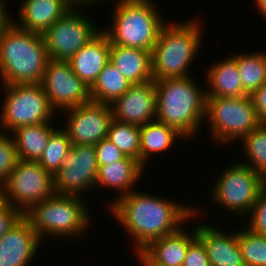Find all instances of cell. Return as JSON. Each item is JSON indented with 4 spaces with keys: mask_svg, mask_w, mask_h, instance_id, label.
<instances>
[{
    "mask_svg": "<svg viewBox=\"0 0 266 266\" xmlns=\"http://www.w3.org/2000/svg\"><path fill=\"white\" fill-rule=\"evenodd\" d=\"M166 198L135 189L116 201H109V212L132 237L136 256L152 241L176 233L183 224L200 216V208Z\"/></svg>",
    "mask_w": 266,
    "mask_h": 266,
    "instance_id": "1",
    "label": "cell"
},
{
    "mask_svg": "<svg viewBox=\"0 0 266 266\" xmlns=\"http://www.w3.org/2000/svg\"><path fill=\"white\" fill-rule=\"evenodd\" d=\"M154 81L156 120L175 128L185 139L196 137L205 122L206 94L203 87L193 76Z\"/></svg>",
    "mask_w": 266,
    "mask_h": 266,
    "instance_id": "2",
    "label": "cell"
},
{
    "mask_svg": "<svg viewBox=\"0 0 266 266\" xmlns=\"http://www.w3.org/2000/svg\"><path fill=\"white\" fill-rule=\"evenodd\" d=\"M50 57L43 34L14 22L0 36V80L3 85L41 84Z\"/></svg>",
    "mask_w": 266,
    "mask_h": 266,
    "instance_id": "3",
    "label": "cell"
},
{
    "mask_svg": "<svg viewBox=\"0 0 266 266\" xmlns=\"http://www.w3.org/2000/svg\"><path fill=\"white\" fill-rule=\"evenodd\" d=\"M170 23L161 28L151 53L153 80L191 76L189 67L203 42L197 19Z\"/></svg>",
    "mask_w": 266,
    "mask_h": 266,
    "instance_id": "4",
    "label": "cell"
},
{
    "mask_svg": "<svg viewBox=\"0 0 266 266\" xmlns=\"http://www.w3.org/2000/svg\"><path fill=\"white\" fill-rule=\"evenodd\" d=\"M109 29H102L111 45L145 49L152 53L161 28L166 24L152 0L114 1Z\"/></svg>",
    "mask_w": 266,
    "mask_h": 266,
    "instance_id": "5",
    "label": "cell"
},
{
    "mask_svg": "<svg viewBox=\"0 0 266 266\" xmlns=\"http://www.w3.org/2000/svg\"><path fill=\"white\" fill-rule=\"evenodd\" d=\"M85 201L81 196L54 194L34 204L23 216L42 242L47 236L62 240L67 237L79 238L91 226Z\"/></svg>",
    "mask_w": 266,
    "mask_h": 266,
    "instance_id": "6",
    "label": "cell"
},
{
    "mask_svg": "<svg viewBox=\"0 0 266 266\" xmlns=\"http://www.w3.org/2000/svg\"><path fill=\"white\" fill-rule=\"evenodd\" d=\"M205 121L213 142L229 145L241 141L260 122L249 95L240 97H206ZM219 142V143H218Z\"/></svg>",
    "mask_w": 266,
    "mask_h": 266,
    "instance_id": "7",
    "label": "cell"
},
{
    "mask_svg": "<svg viewBox=\"0 0 266 266\" xmlns=\"http://www.w3.org/2000/svg\"><path fill=\"white\" fill-rule=\"evenodd\" d=\"M266 180L251 167L240 162L228 166L214 183L209 196L216 206L231 211L238 218H248ZM223 206V207H222ZM235 212V213H234Z\"/></svg>",
    "mask_w": 266,
    "mask_h": 266,
    "instance_id": "8",
    "label": "cell"
},
{
    "mask_svg": "<svg viewBox=\"0 0 266 266\" xmlns=\"http://www.w3.org/2000/svg\"><path fill=\"white\" fill-rule=\"evenodd\" d=\"M2 86L5 98L0 108V131L11 132L24 125L53 122L56 112L41 84Z\"/></svg>",
    "mask_w": 266,
    "mask_h": 266,
    "instance_id": "9",
    "label": "cell"
},
{
    "mask_svg": "<svg viewBox=\"0 0 266 266\" xmlns=\"http://www.w3.org/2000/svg\"><path fill=\"white\" fill-rule=\"evenodd\" d=\"M54 194V177L38 161L19 159L16 167L0 184L1 198L22 214Z\"/></svg>",
    "mask_w": 266,
    "mask_h": 266,
    "instance_id": "10",
    "label": "cell"
},
{
    "mask_svg": "<svg viewBox=\"0 0 266 266\" xmlns=\"http://www.w3.org/2000/svg\"><path fill=\"white\" fill-rule=\"evenodd\" d=\"M83 9L71 8L43 33L51 59L69 61L101 31Z\"/></svg>",
    "mask_w": 266,
    "mask_h": 266,
    "instance_id": "11",
    "label": "cell"
},
{
    "mask_svg": "<svg viewBox=\"0 0 266 266\" xmlns=\"http://www.w3.org/2000/svg\"><path fill=\"white\" fill-rule=\"evenodd\" d=\"M98 167L94 145H72L53 176L55 194L86 196L95 189Z\"/></svg>",
    "mask_w": 266,
    "mask_h": 266,
    "instance_id": "12",
    "label": "cell"
},
{
    "mask_svg": "<svg viewBox=\"0 0 266 266\" xmlns=\"http://www.w3.org/2000/svg\"><path fill=\"white\" fill-rule=\"evenodd\" d=\"M41 85L56 114L91 100L90 87L73 72L68 61L50 58Z\"/></svg>",
    "mask_w": 266,
    "mask_h": 266,
    "instance_id": "13",
    "label": "cell"
},
{
    "mask_svg": "<svg viewBox=\"0 0 266 266\" xmlns=\"http://www.w3.org/2000/svg\"><path fill=\"white\" fill-rule=\"evenodd\" d=\"M65 112L67 120L62 129L72 145H95L107 137L113 119L110 104L90 100Z\"/></svg>",
    "mask_w": 266,
    "mask_h": 266,
    "instance_id": "14",
    "label": "cell"
},
{
    "mask_svg": "<svg viewBox=\"0 0 266 266\" xmlns=\"http://www.w3.org/2000/svg\"><path fill=\"white\" fill-rule=\"evenodd\" d=\"M156 87L151 80L142 84H133L122 96L111 104L113 119L143 126L156 120Z\"/></svg>",
    "mask_w": 266,
    "mask_h": 266,
    "instance_id": "15",
    "label": "cell"
},
{
    "mask_svg": "<svg viewBox=\"0 0 266 266\" xmlns=\"http://www.w3.org/2000/svg\"><path fill=\"white\" fill-rule=\"evenodd\" d=\"M41 242L30 222L22 216L0 238V266H28Z\"/></svg>",
    "mask_w": 266,
    "mask_h": 266,
    "instance_id": "16",
    "label": "cell"
},
{
    "mask_svg": "<svg viewBox=\"0 0 266 266\" xmlns=\"http://www.w3.org/2000/svg\"><path fill=\"white\" fill-rule=\"evenodd\" d=\"M152 241L136 257L142 266H182L189 245L197 238L196 226L192 232L183 230Z\"/></svg>",
    "mask_w": 266,
    "mask_h": 266,
    "instance_id": "17",
    "label": "cell"
},
{
    "mask_svg": "<svg viewBox=\"0 0 266 266\" xmlns=\"http://www.w3.org/2000/svg\"><path fill=\"white\" fill-rule=\"evenodd\" d=\"M196 229L197 237L205 246L210 266H245L236 230L228 233L203 222L198 223Z\"/></svg>",
    "mask_w": 266,
    "mask_h": 266,
    "instance_id": "18",
    "label": "cell"
},
{
    "mask_svg": "<svg viewBox=\"0 0 266 266\" xmlns=\"http://www.w3.org/2000/svg\"><path fill=\"white\" fill-rule=\"evenodd\" d=\"M111 43L101 30L68 61L73 72L89 87L109 62Z\"/></svg>",
    "mask_w": 266,
    "mask_h": 266,
    "instance_id": "19",
    "label": "cell"
},
{
    "mask_svg": "<svg viewBox=\"0 0 266 266\" xmlns=\"http://www.w3.org/2000/svg\"><path fill=\"white\" fill-rule=\"evenodd\" d=\"M19 5V22H13L38 34H43L71 9L68 0H22Z\"/></svg>",
    "mask_w": 266,
    "mask_h": 266,
    "instance_id": "20",
    "label": "cell"
},
{
    "mask_svg": "<svg viewBox=\"0 0 266 266\" xmlns=\"http://www.w3.org/2000/svg\"><path fill=\"white\" fill-rule=\"evenodd\" d=\"M138 160L126 156L122 160L114 161L111 164L101 165L98 167V174L95 187H107L118 190L120 196L127 195L134 190V186L143 177L144 168Z\"/></svg>",
    "mask_w": 266,
    "mask_h": 266,
    "instance_id": "21",
    "label": "cell"
},
{
    "mask_svg": "<svg viewBox=\"0 0 266 266\" xmlns=\"http://www.w3.org/2000/svg\"><path fill=\"white\" fill-rule=\"evenodd\" d=\"M109 61L132 85L153 80L150 51L111 45Z\"/></svg>",
    "mask_w": 266,
    "mask_h": 266,
    "instance_id": "22",
    "label": "cell"
},
{
    "mask_svg": "<svg viewBox=\"0 0 266 266\" xmlns=\"http://www.w3.org/2000/svg\"><path fill=\"white\" fill-rule=\"evenodd\" d=\"M216 62L206 70L205 81L209 85L205 89L206 97L247 96L242 87L237 62L231 56Z\"/></svg>",
    "mask_w": 266,
    "mask_h": 266,
    "instance_id": "23",
    "label": "cell"
},
{
    "mask_svg": "<svg viewBox=\"0 0 266 266\" xmlns=\"http://www.w3.org/2000/svg\"><path fill=\"white\" fill-rule=\"evenodd\" d=\"M52 122L24 125L10 133L18 157L24 161H39L47 146L49 136L56 129ZM52 125V126H51Z\"/></svg>",
    "mask_w": 266,
    "mask_h": 266,
    "instance_id": "24",
    "label": "cell"
},
{
    "mask_svg": "<svg viewBox=\"0 0 266 266\" xmlns=\"http://www.w3.org/2000/svg\"><path fill=\"white\" fill-rule=\"evenodd\" d=\"M181 138L185 137L175 128L157 120L140 126V163L146 166L152 154L169 150Z\"/></svg>",
    "mask_w": 266,
    "mask_h": 266,
    "instance_id": "25",
    "label": "cell"
},
{
    "mask_svg": "<svg viewBox=\"0 0 266 266\" xmlns=\"http://www.w3.org/2000/svg\"><path fill=\"white\" fill-rule=\"evenodd\" d=\"M131 86L132 84L109 61L90 87L91 100L111 104Z\"/></svg>",
    "mask_w": 266,
    "mask_h": 266,
    "instance_id": "26",
    "label": "cell"
},
{
    "mask_svg": "<svg viewBox=\"0 0 266 266\" xmlns=\"http://www.w3.org/2000/svg\"><path fill=\"white\" fill-rule=\"evenodd\" d=\"M230 56L237 62L242 87L248 95L266 83V51L239 52Z\"/></svg>",
    "mask_w": 266,
    "mask_h": 266,
    "instance_id": "27",
    "label": "cell"
},
{
    "mask_svg": "<svg viewBox=\"0 0 266 266\" xmlns=\"http://www.w3.org/2000/svg\"><path fill=\"white\" fill-rule=\"evenodd\" d=\"M106 138L125 156L140 162V126L112 119Z\"/></svg>",
    "mask_w": 266,
    "mask_h": 266,
    "instance_id": "28",
    "label": "cell"
},
{
    "mask_svg": "<svg viewBox=\"0 0 266 266\" xmlns=\"http://www.w3.org/2000/svg\"><path fill=\"white\" fill-rule=\"evenodd\" d=\"M241 142L247 160L239 162L251 167L266 180V125H259L246 135Z\"/></svg>",
    "mask_w": 266,
    "mask_h": 266,
    "instance_id": "29",
    "label": "cell"
},
{
    "mask_svg": "<svg viewBox=\"0 0 266 266\" xmlns=\"http://www.w3.org/2000/svg\"><path fill=\"white\" fill-rule=\"evenodd\" d=\"M71 147L69 136L62 127H57L49 136L47 146L38 163L54 176L61 168Z\"/></svg>",
    "mask_w": 266,
    "mask_h": 266,
    "instance_id": "30",
    "label": "cell"
},
{
    "mask_svg": "<svg viewBox=\"0 0 266 266\" xmlns=\"http://www.w3.org/2000/svg\"><path fill=\"white\" fill-rule=\"evenodd\" d=\"M237 240L245 266H266V236L246 227L237 231Z\"/></svg>",
    "mask_w": 266,
    "mask_h": 266,
    "instance_id": "31",
    "label": "cell"
},
{
    "mask_svg": "<svg viewBox=\"0 0 266 266\" xmlns=\"http://www.w3.org/2000/svg\"><path fill=\"white\" fill-rule=\"evenodd\" d=\"M19 161L11 135L0 131V184L7 178Z\"/></svg>",
    "mask_w": 266,
    "mask_h": 266,
    "instance_id": "32",
    "label": "cell"
},
{
    "mask_svg": "<svg viewBox=\"0 0 266 266\" xmlns=\"http://www.w3.org/2000/svg\"><path fill=\"white\" fill-rule=\"evenodd\" d=\"M249 214L247 228L257 234L266 236V185L260 191Z\"/></svg>",
    "mask_w": 266,
    "mask_h": 266,
    "instance_id": "33",
    "label": "cell"
},
{
    "mask_svg": "<svg viewBox=\"0 0 266 266\" xmlns=\"http://www.w3.org/2000/svg\"><path fill=\"white\" fill-rule=\"evenodd\" d=\"M98 166L111 164L114 161L122 160L126 156L107 138L102 139L94 145Z\"/></svg>",
    "mask_w": 266,
    "mask_h": 266,
    "instance_id": "34",
    "label": "cell"
},
{
    "mask_svg": "<svg viewBox=\"0 0 266 266\" xmlns=\"http://www.w3.org/2000/svg\"><path fill=\"white\" fill-rule=\"evenodd\" d=\"M182 266H210L205 246L198 237L189 245Z\"/></svg>",
    "mask_w": 266,
    "mask_h": 266,
    "instance_id": "35",
    "label": "cell"
},
{
    "mask_svg": "<svg viewBox=\"0 0 266 266\" xmlns=\"http://www.w3.org/2000/svg\"><path fill=\"white\" fill-rule=\"evenodd\" d=\"M23 216V214L12 208L0 196V238L14 226V224Z\"/></svg>",
    "mask_w": 266,
    "mask_h": 266,
    "instance_id": "36",
    "label": "cell"
},
{
    "mask_svg": "<svg viewBox=\"0 0 266 266\" xmlns=\"http://www.w3.org/2000/svg\"><path fill=\"white\" fill-rule=\"evenodd\" d=\"M249 97L253 103L260 125H266V83L254 90Z\"/></svg>",
    "mask_w": 266,
    "mask_h": 266,
    "instance_id": "37",
    "label": "cell"
},
{
    "mask_svg": "<svg viewBox=\"0 0 266 266\" xmlns=\"http://www.w3.org/2000/svg\"><path fill=\"white\" fill-rule=\"evenodd\" d=\"M6 1L0 0V36L2 33L13 23V18H10V13L8 12V9Z\"/></svg>",
    "mask_w": 266,
    "mask_h": 266,
    "instance_id": "38",
    "label": "cell"
},
{
    "mask_svg": "<svg viewBox=\"0 0 266 266\" xmlns=\"http://www.w3.org/2000/svg\"><path fill=\"white\" fill-rule=\"evenodd\" d=\"M68 1H69L71 8H79V7H83V6H86V7L90 6L91 7V5H94V2L97 4V2L99 3L100 1H103V0H68Z\"/></svg>",
    "mask_w": 266,
    "mask_h": 266,
    "instance_id": "39",
    "label": "cell"
},
{
    "mask_svg": "<svg viewBox=\"0 0 266 266\" xmlns=\"http://www.w3.org/2000/svg\"><path fill=\"white\" fill-rule=\"evenodd\" d=\"M255 7L258 9V13L262 15L263 18L266 20V0H254Z\"/></svg>",
    "mask_w": 266,
    "mask_h": 266,
    "instance_id": "40",
    "label": "cell"
}]
</instances>
